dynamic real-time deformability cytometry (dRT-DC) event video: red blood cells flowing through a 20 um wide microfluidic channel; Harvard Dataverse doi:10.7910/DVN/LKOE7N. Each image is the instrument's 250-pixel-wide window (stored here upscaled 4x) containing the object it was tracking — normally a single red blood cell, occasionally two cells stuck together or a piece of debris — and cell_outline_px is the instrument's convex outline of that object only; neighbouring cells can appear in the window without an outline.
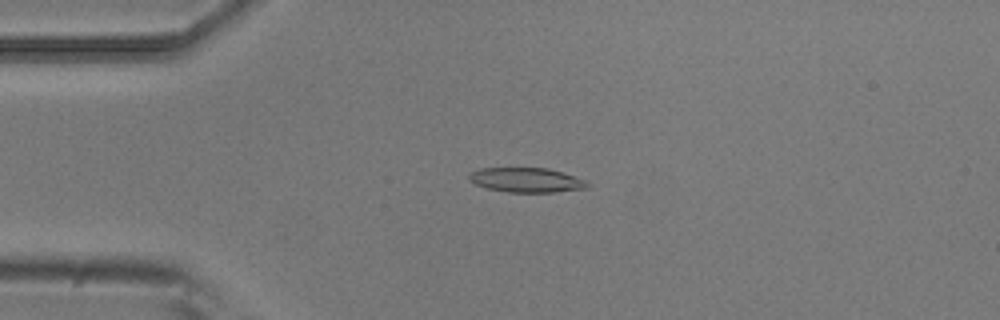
{"species": "common noctule bat (a hibernating species)", "species_latin": "Nyctalus noctula", "temperature_condition": "room temperature", "stored_images_in_passage": 5, "camera_frame_rate_fps": 3000, "um_per_image_px": 0.085, "animal": {"sex": "male", "body_mass_g": 20.5, "forearm_length_mm": 52.5}, "frame": {"image": 1, "passage_image": 4, "time_ms": 1.0, "image_size_px": [1000, 320], "cell_outline_px": [[588, 188], [552, 192], [508, 192], [488, 188], [476, 184], [468, 180], [468, 172], [480, 168], [548, 168], [584, 180], [588, 184]], "centroid_in_image_um": [44.67, 15.3], "position_along_channel_um": 40.3, "area_um2": 16.76}}